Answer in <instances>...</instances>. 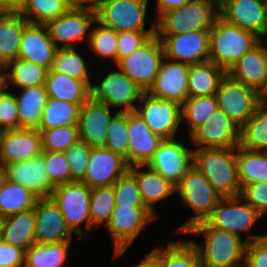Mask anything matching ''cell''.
Masks as SVG:
<instances>
[{"mask_svg": "<svg viewBox=\"0 0 267 267\" xmlns=\"http://www.w3.org/2000/svg\"><path fill=\"white\" fill-rule=\"evenodd\" d=\"M184 234H203L204 243H193L202 267H243L247 241L242 237L213 227L207 220L191 227Z\"/></svg>", "mask_w": 267, "mask_h": 267, "instance_id": "1", "label": "cell"}, {"mask_svg": "<svg viewBox=\"0 0 267 267\" xmlns=\"http://www.w3.org/2000/svg\"><path fill=\"white\" fill-rule=\"evenodd\" d=\"M193 165L221 197L240 195L236 148L193 149Z\"/></svg>", "mask_w": 267, "mask_h": 267, "instance_id": "2", "label": "cell"}, {"mask_svg": "<svg viewBox=\"0 0 267 267\" xmlns=\"http://www.w3.org/2000/svg\"><path fill=\"white\" fill-rule=\"evenodd\" d=\"M260 42L254 32L226 22L218 16L210 29L209 60L226 72Z\"/></svg>", "mask_w": 267, "mask_h": 267, "instance_id": "3", "label": "cell"}, {"mask_svg": "<svg viewBox=\"0 0 267 267\" xmlns=\"http://www.w3.org/2000/svg\"><path fill=\"white\" fill-rule=\"evenodd\" d=\"M175 188L183 205L195 213L176 228L175 232L180 235L194 225L206 221L211 216L221 196L195 165L187 170Z\"/></svg>", "mask_w": 267, "mask_h": 267, "instance_id": "4", "label": "cell"}, {"mask_svg": "<svg viewBox=\"0 0 267 267\" xmlns=\"http://www.w3.org/2000/svg\"><path fill=\"white\" fill-rule=\"evenodd\" d=\"M219 16L213 0H193L164 13L156 21V35H176L195 30H210Z\"/></svg>", "mask_w": 267, "mask_h": 267, "instance_id": "5", "label": "cell"}, {"mask_svg": "<svg viewBox=\"0 0 267 267\" xmlns=\"http://www.w3.org/2000/svg\"><path fill=\"white\" fill-rule=\"evenodd\" d=\"M90 197L91 188L81 181L57 185L51 195L61 210L68 228L79 238L90 239L86 232L91 229Z\"/></svg>", "mask_w": 267, "mask_h": 267, "instance_id": "6", "label": "cell"}, {"mask_svg": "<svg viewBox=\"0 0 267 267\" xmlns=\"http://www.w3.org/2000/svg\"><path fill=\"white\" fill-rule=\"evenodd\" d=\"M150 0H100L96 19L117 32L156 31V21L152 20L146 29V15Z\"/></svg>", "mask_w": 267, "mask_h": 267, "instance_id": "7", "label": "cell"}, {"mask_svg": "<svg viewBox=\"0 0 267 267\" xmlns=\"http://www.w3.org/2000/svg\"><path fill=\"white\" fill-rule=\"evenodd\" d=\"M262 216L240 195L221 197L207 221L218 229L241 236L246 233L245 241L251 242L265 234H251L252 227ZM240 231V232H239Z\"/></svg>", "mask_w": 267, "mask_h": 267, "instance_id": "8", "label": "cell"}, {"mask_svg": "<svg viewBox=\"0 0 267 267\" xmlns=\"http://www.w3.org/2000/svg\"><path fill=\"white\" fill-rule=\"evenodd\" d=\"M157 217L146 206H115L106 230L111 233L114 258L123 255L142 230Z\"/></svg>", "mask_w": 267, "mask_h": 267, "instance_id": "9", "label": "cell"}, {"mask_svg": "<svg viewBox=\"0 0 267 267\" xmlns=\"http://www.w3.org/2000/svg\"><path fill=\"white\" fill-rule=\"evenodd\" d=\"M164 57L162 41L155 34L116 66L147 92L155 81Z\"/></svg>", "mask_w": 267, "mask_h": 267, "instance_id": "10", "label": "cell"}, {"mask_svg": "<svg viewBox=\"0 0 267 267\" xmlns=\"http://www.w3.org/2000/svg\"><path fill=\"white\" fill-rule=\"evenodd\" d=\"M114 67L117 70L105 75L101 81H98L99 83L92 84L91 96L110 108L118 107V112H133L145 91L126 76L118 66Z\"/></svg>", "mask_w": 267, "mask_h": 267, "instance_id": "11", "label": "cell"}, {"mask_svg": "<svg viewBox=\"0 0 267 267\" xmlns=\"http://www.w3.org/2000/svg\"><path fill=\"white\" fill-rule=\"evenodd\" d=\"M215 96L218 108L240 128L252 117L261 103L257 90L235 81L228 74L221 80Z\"/></svg>", "mask_w": 267, "mask_h": 267, "instance_id": "12", "label": "cell"}, {"mask_svg": "<svg viewBox=\"0 0 267 267\" xmlns=\"http://www.w3.org/2000/svg\"><path fill=\"white\" fill-rule=\"evenodd\" d=\"M135 112L144 120L152 133L163 139L177 137V130L182 124L180 104L144 92Z\"/></svg>", "mask_w": 267, "mask_h": 267, "instance_id": "13", "label": "cell"}, {"mask_svg": "<svg viewBox=\"0 0 267 267\" xmlns=\"http://www.w3.org/2000/svg\"><path fill=\"white\" fill-rule=\"evenodd\" d=\"M240 127L220 108L190 135L192 149L236 148L240 145Z\"/></svg>", "mask_w": 267, "mask_h": 267, "instance_id": "14", "label": "cell"}, {"mask_svg": "<svg viewBox=\"0 0 267 267\" xmlns=\"http://www.w3.org/2000/svg\"><path fill=\"white\" fill-rule=\"evenodd\" d=\"M177 138L164 139L147 166L175 187L193 165V149Z\"/></svg>", "mask_w": 267, "mask_h": 267, "instance_id": "15", "label": "cell"}, {"mask_svg": "<svg viewBox=\"0 0 267 267\" xmlns=\"http://www.w3.org/2000/svg\"><path fill=\"white\" fill-rule=\"evenodd\" d=\"M167 59L189 65L209 61L210 30H195L176 35H157Z\"/></svg>", "mask_w": 267, "mask_h": 267, "instance_id": "16", "label": "cell"}, {"mask_svg": "<svg viewBox=\"0 0 267 267\" xmlns=\"http://www.w3.org/2000/svg\"><path fill=\"white\" fill-rule=\"evenodd\" d=\"M96 20V11L69 9L65 14L50 21L46 26L56 48H74L75 43H88L90 30Z\"/></svg>", "mask_w": 267, "mask_h": 267, "instance_id": "17", "label": "cell"}, {"mask_svg": "<svg viewBox=\"0 0 267 267\" xmlns=\"http://www.w3.org/2000/svg\"><path fill=\"white\" fill-rule=\"evenodd\" d=\"M129 171L125 158L104 147L91 148L86 173L81 180L88 187L113 185Z\"/></svg>", "mask_w": 267, "mask_h": 267, "instance_id": "18", "label": "cell"}, {"mask_svg": "<svg viewBox=\"0 0 267 267\" xmlns=\"http://www.w3.org/2000/svg\"><path fill=\"white\" fill-rule=\"evenodd\" d=\"M189 68L190 65L187 63L164 57L155 81L147 93L182 105L189 97L187 84Z\"/></svg>", "mask_w": 267, "mask_h": 267, "instance_id": "19", "label": "cell"}, {"mask_svg": "<svg viewBox=\"0 0 267 267\" xmlns=\"http://www.w3.org/2000/svg\"><path fill=\"white\" fill-rule=\"evenodd\" d=\"M41 153L42 135L38 129L0 131V165L26 161Z\"/></svg>", "mask_w": 267, "mask_h": 267, "instance_id": "20", "label": "cell"}, {"mask_svg": "<svg viewBox=\"0 0 267 267\" xmlns=\"http://www.w3.org/2000/svg\"><path fill=\"white\" fill-rule=\"evenodd\" d=\"M35 214L36 243L51 244L72 240L74 234L68 228L61 210L51 197L37 199Z\"/></svg>", "mask_w": 267, "mask_h": 267, "instance_id": "21", "label": "cell"}, {"mask_svg": "<svg viewBox=\"0 0 267 267\" xmlns=\"http://www.w3.org/2000/svg\"><path fill=\"white\" fill-rule=\"evenodd\" d=\"M219 16L226 22L254 32L260 38L267 29V12L263 0H224Z\"/></svg>", "mask_w": 267, "mask_h": 267, "instance_id": "22", "label": "cell"}, {"mask_svg": "<svg viewBox=\"0 0 267 267\" xmlns=\"http://www.w3.org/2000/svg\"><path fill=\"white\" fill-rule=\"evenodd\" d=\"M112 109L91 96L81 107L78 123L79 140L92 148L104 147L108 125L118 112L114 110L112 113Z\"/></svg>", "mask_w": 267, "mask_h": 267, "instance_id": "23", "label": "cell"}, {"mask_svg": "<svg viewBox=\"0 0 267 267\" xmlns=\"http://www.w3.org/2000/svg\"><path fill=\"white\" fill-rule=\"evenodd\" d=\"M129 167L147 165L164 140L149 129L144 120L135 112H127Z\"/></svg>", "mask_w": 267, "mask_h": 267, "instance_id": "24", "label": "cell"}, {"mask_svg": "<svg viewBox=\"0 0 267 267\" xmlns=\"http://www.w3.org/2000/svg\"><path fill=\"white\" fill-rule=\"evenodd\" d=\"M4 167L8 180L26 187L38 198L51 197L55 186L47 176L42 153Z\"/></svg>", "mask_w": 267, "mask_h": 267, "instance_id": "25", "label": "cell"}, {"mask_svg": "<svg viewBox=\"0 0 267 267\" xmlns=\"http://www.w3.org/2000/svg\"><path fill=\"white\" fill-rule=\"evenodd\" d=\"M56 46L46 25L28 23L24 27L18 58L50 70Z\"/></svg>", "mask_w": 267, "mask_h": 267, "instance_id": "26", "label": "cell"}, {"mask_svg": "<svg viewBox=\"0 0 267 267\" xmlns=\"http://www.w3.org/2000/svg\"><path fill=\"white\" fill-rule=\"evenodd\" d=\"M227 74L237 82L260 92L267 81V51L261 41L246 52Z\"/></svg>", "mask_w": 267, "mask_h": 267, "instance_id": "27", "label": "cell"}, {"mask_svg": "<svg viewBox=\"0 0 267 267\" xmlns=\"http://www.w3.org/2000/svg\"><path fill=\"white\" fill-rule=\"evenodd\" d=\"M128 172L135 178L146 208L158 217L156 203L176 195L175 186L147 165L129 167Z\"/></svg>", "mask_w": 267, "mask_h": 267, "instance_id": "28", "label": "cell"}, {"mask_svg": "<svg viewBox=\"0 0 267 267\" xmlns=\"http://www.w3.org/2000/svg\"><path fill=\"white\" fill-rule=\"evenodd\" d=\"M35 207L3 217L0 239L26 251L35 244Z\"/></svg>", "mask_w": 267, "mask_h": 267, "instance_id": "29", "label": "cell"}, {"mask_svg": "<svg viewBox=\"0 0 267 267\" xmlns=\"http://www.w3.org/2000/svg\"><path fill=\"white\" fill-rule=\"evenodd\" d=\"M13 92L17 100L19 128L39 129L48 98L45 85L13 89Z\"/></svg>", "mask_w": 267, "mask_h": 267, "instance_id": "30", "label": "cell"}, {"mask_svg": "<svg viewBox=\"0 0 267 267\" xmlns=\"http://www.w3.org/2000/svg\"><path fill=\"white\" fill-rule=\"evenodd\" d=\"M48 98L70 103H85L91 97V86L66 74L48 70L45 80Z\"/></svg>", "mask_w": 267, "mask_h": 267, "instance_id": "31", "label": "cell"}, {"mask_svg": "<svg viewBox=\"0 0 267 267\" xmlns=\"http://www.w3.org/2000/svg\"><path fill=\"white\" fill-rule=\"evenodd\" d=\"M226 74L224 69L210 60L190 65L187 80L189 97L215 95Z\"/></svg>", "mask_w": 267, "mask_h": 267, "instance_id": "32", "label": "cell"}, {"mask_svg": "<svg viewBox=\"0 0 267 267\" xmlns=\"http://www.w3.org/2000/svg\"><path fill=\"white\" fill-rule=\"evenodd\" d=\"M28 23L20 13H7L0 19V66L18 58L22 34Z\"/></svg>", "mask_w": 267, "mask_h": 267, "instance_id": "33", "label": "cell"}, {"mask_svg": "<svg viewBox=\"0 0 267 267\" xmlns=\"http://www.w3.org/2000/svg\"><path fill=\"white\" fill-rule=\"evenodd\" d=\"M238 178L241 189L254 182H267V151L236 147Z\"/></svg>", "mask_w": 267, "mask_h": 267, "instance_id": "34", "label": "cell"}, {"mask_svg": "<svg viewBox=\"0 0 267 267\" xmlns=\"http://www.w3.org/2000/svg\"><path fill=\"white\" fill-rule=\"evenodd\" d=\"M4 68L9 89L45 85L48 69L41 65L17 58L7 63Z\"/></svg>", "mask_w": 267, "mask_h": 267, "instance_id": "35", "label": "cell"}, {"mask_svg": "<svg viewBox=\"0 0 267 267\" xmlns=\"http://www.w3.org/2000/svg\"><path fill=\"white\" fill-rule=\"evenodd\" d=\"M84 103H70L59 99L47 98L42 111L40 128L52 129L68 125H78L81 107Z\"/></svg>", "mask_w": 267, "mask_h": 267, "instance_id": "36", "label": "cell"}, {"mask_svg": "<svg viewBox=\"0 0 267 267\" xmlns=\"http://www.w3.org/2000/svg\"><path fill=\"white\" fill-rule=\"evenodd\" d=\"M71 241L35 243L25 251L24 267H63Z\"/></svg>", "mask_w": 267, "mask_h": 267, "instance_id": "37", "label": "cell"}, {"mask_svg": "<svg viewBox=\"0 0 267 267\" xmlns=\"http://www.w3.org/2000/svg\"><path fill=\"white\" fill-rule=\"evenodd\" d=\"M159 258L160 267H202L197 248L191 241L170 240L166 247L152 250Z\"/></svg>", "mask_w": 267, "mask_h": 267, "instance_id": "38", "label": "cell"}, {"mask_svg": "<svg viewBox=\"0 0 267 267\" xmlns=\"http://www.w3.org/2000/svg\"><path fill=\"white\" fill-rule=\"evenodd\" d=\"M240 146L248 150L267 151V103L261 102L241 127Z\"/></svg>", "mask_w": 267, "mask_h": 267, "instance_id": "39", "label": "cell"}, {"mask_svg": "<svg viewBox=\"0 0 267 267\" xmlns=\"http://www.w3.org/2000/svg\"><path fill=\"white\" fill-rule=\"evenodd\" d=\"M37 199L29 189L7 179L0 190V216L3 218L32 209Z\"/></svg>", "mask_w": 267, "mask_h": 267, "instance_id": "40", "label": "cell"}, {"mask_svg": "<svg viewBox=\"0 0 267 267\" xmlns=\"http://www.w3.org/2000/svg\"><path fill=\"white\" fill-rule=\"evenodd\" d=\"M87 64L85 58L75 48H56L50 69L77 80H84L92 86L93 80L90 79L91 74Z\"/></svg>", "mask_w": 267, "mask_h": 267, "instance_id": "41", "label": "cell"}, {"mask_svg": "<svg viewBox=\"0 0 267 267\" xmlns=\"http://www.w3.org/2000/svg\"><path fill=\"white\" fill-rule=\"evenodd\" d=\"M218 108L215 95L188 97L181 105V116L186 122L190 135L197 127L204 124Z\"/></svg>", "mask_w": 267, "mask_h": 267, "instance_id": "42", "label": "cell"}, {"mask_svg": "<svg viewBox=\"0 0 267 267\" xmlns=\"http://www.w3.org/2000/svg\"><path fill=\"white\" fill-rule=\"evenodd\" d=\"M95 23V24H94ZM90 52L99 59L112 60L117 65V31L107 27L97 19L93 22L88 41Z\"/></svg>", "mask_w": 267, "mask_h": 267, "instance_id": "43", "label": "cell"}, {"mask_svg": "<svg viewBox=\"0 0 267 267\" xmlns=\"http://www.w3.org/2000/svg\"><path fill=\"white\" fill-rule=\"evenodd\" d=\"M68 10L65 0H24L20 14L29 23L47 25Z\"/></svg>", "mask_w": 267, "mask_h": 267, "instance_id": "44", "label": "cell"}, {"mask_svg": "<svg viewBox=\"0 0 267 267\" xmlns=\"http://www.w3.org/2000/svg\"><path fill=\"white\" fill-rule=\"evenodd\" d=\"M115 208V194L113 185L91 188L90 221L91 229L105 227L111 219Z\"/></svg>", "mask_w": 267, "mask_h": 267, "instance_id": "45", "label": "cell"}, {"mask_svg": "<svg viewBox=\"0 0 267 267\" xmlns=\"http://www.w3.org/2000/svg\"><path fill=\"white\" fill-rule=\"evenodd\" d=\"M104 148L122 155L127 162L128 128L127 112H117L107 128Z\"/></svg>", "mask_w": 267, "mask_h": 267, "instance_id": "46", "label": "cell"}, {"mask_svg": "<svg viewBox=\"0 0 267 267\" xmlns=\"http://www.w3.org/2000/svg\"><path fill=\"white\" fill-rule=\"evenodd\" d=\"M42 150L66 151L79 140L78 125H68L41 132Z\"/></svg>", "mask_w": 267, "mask_h": 267, "instance_id": "47", "label": "cell"}, {"mask_svg": "<svg viewBox=\"0 0 267 267\" xmlns=\"http://www.w3.org/2000/svg\"><path fill=\"white\" fill-rule=\"evenodd\" d=\"M49 181L54 185L73 182L64 152L42 150Z\"/></svg>", "mask_w": 267, "mask_h": 267, "instance_id": "48", "label": "cell"}, {"mask_svg": "<svg viewBox=\"0 0 267 267\" xmlns=\"http://www.w3.org/2000/svg\"><path fill=\"white\" fill-rule=\"evenodd\" d=\"M115 206H145L135 178L127 172L114 184Z\"/></svg>", "mask_w": 267, "mask_h": 267, "instance_id": "49", "label": "cell"}, {"mask_svg": "<svg viewBox=\"0 0 267 267\" xmlns=\"http://www.w3.org/2000/svg\"><path fill=\"white\" fill-rule=\"evenodd\" d=\"M91 148L86 142L78 140L64 151L67 164L74 181H81L86 173Z\"/></svg>", "mask_w": 267, "mask_h": 267, "instance_id": "50", "label": "cell"}, {"mask_svg": "<svg viewBox=\"0 0 267 267\" xmlns=\"http://www.w3.org/2000/svg\"><path fill=\"white\" fill-rule=\"evenodd\" d=\"M156 31L117 32V64L144 44Z\"/></svg>", "mask_w": 267, "mask_h": 267, "instance_id": "51", "label": "cell"}, {"mask_svg": "<svg viewBox=\"0 0 267 267\" xmlns=\"http://www.w3.org/2000/svg\"><path fill=\"white\" fill-rule=\"evenodd\" d=\"M19 128L17 100L13 91L0 95V131Z\"/></svg>", "mask_w": 267, "mask_h": 267, "instance_id": "52", "label": "cell"}, {"mask_svg": "<svg viewBox=\"0 0 267 267\" xmlns=\"http://www.w3.org/2000/svg\"><path fill=\"white\" fill-rule=\"evenodd\" d=\"M240 196L262 217L267 213V182H254L244 186Z\"/></svg>", "mask_w": 267, "mask_h": 267, "instance_id": "53", "label": "cell"}, {"mask_svg": "<svg viewBox=\"0 0 267 267\" xmlns=\"http://www.w3.org/2000/svg\"><path fill=\"white\" fill-rule=\"evenodd\" d=\"M243 267H267V233L247 243Z\"/></svg>", "mask_w": 267, "mask_h": 267, "instance_id": "54", "label": "cell"}, {"mask_svg": "<svg viewBox=\"0 0 267 267\" xmlns=\"http://www.w3.org/2000/svg\"><path fill=\"white\" fill-rule=\"evenodd\" d=\"M25 251L0 239V267H24Z\"/></svg>", "mask_w": 267, "mask_h": 267, "instance_id": "55", "label": "cell"}, {"mask_svg": "<svg viewBox=\"0 0 267 267\" xmlns=\"http://www.w3.org/2000/svg\"><path fill=\"white\" fill-rule=\"evenodd\" d=\"M156 1V13L154 20L157 21L164 13L177 9L186 3L193 0H155Z\"/></svg>", "mask_w": 267, "mask_h": 267, "instance_id": "56", "label": "cell"}, {"mask_svg": "<svg viewBox=\"0 0 267 267\" xmlns=\"http://www.w3.org/2000/svg\"><path fill=\"white\" fill-rule=\"evenodd\" d=\"M69 9H87L97 11L100 0H65Z\"/></svg>", "mask_w": 267, "mask_h": 267, "instance_id": "57", "label": "cell"}, {"mask_svg": "<svg viewBox=\"0 0 267 267\" xmlns=\"http://www.w3.org/2000/svg\"><path fill=\"white\" fill-rule=\"evenodd\" d=\"M0 4L9 13H20L24 5V0H0Z\"/></svg>", "mask_w": 267, "mask_h": 267, "instance_id": "58", "label": "cell"}, {"mask_svg": "<svg viewBox=\"0 0 267 267\" xmlns=\"http://www.w3.org/2000/svg\"><path fill=\"white\" fill-rule=\"evenodd\" d=\"M135 267H160L159 258L151 251Z\"/></svg>", "mask_w": 267, "mask_h": 267, "instance_id": "59", "label": "cell"}, {"mask_svg": "<svg viewBox=\"0 0 267 267\" xmlns=\"http://www.w3.org/2000/svg\"><path fill=\"white\" fill-rule=\"evenodd\" d=\"M8 89L6 71L4 66H0V95Z\"/></svg>", "mask_w": 267, "mask_h": 267, "instance_id": "60", "label": "cell"}, {"mask_svg": "<svg viewBox=\"0 0 267 267\" xmlns=\"http://www.w3.org/2000/svg\"><path fill=\"white\" fill-rule=\"evenodd\" d=\"M6 180H7V174L5 167L3 165H0V190L4 186Z\"/></svg>", "mask_w": 267, "mask_h": 267, "instance_id": "61", "label": "cell"}, {"mask_svg": "<svg viewBox=\"0 0 267 267\" xmlns=\"http://www.w3.org/2000/svg\"><path fill=\"white\" fill-rule=\"evenodd\" d=\"M259 93L261 102L267 103V81L264 88Z\"/></svg>", "mask_w": 267, "mask_h": 267, "instance_id": "62", "label": "cell"}, {"mask_svg": "<svg viewBox=\"0 0 267 267\" xmlns=\"http://www.w3.org/2000/svg\"><path fill=\"white\" fill-rule=\"evenodd\" d=\"M260 41L262 43H265L264 46H265L266 51H267V29H266V32L264 33V35L260 38Z\"/></svg>", "mask_w": 267, "mask_h": 267, "instance_id": "63", "label": "cell"}, {"mask_svg": "<svg viewBox=\"0 0 267 267\" xmlns=\"http://www.w3.org/2000/svg\"><path fill=\"white\" fill-rule=\"evenodd\" d=\"M7 13L9 12L0 4V19H2Z\"/></svg>", "mask_w": 267, "mask_h": 267, "instance_id": "64", "label": "cell"}, {"mask_svg": "<svg viewBox=\"0 0 267 267\" xmlns=\"http://www.w3.org/2000/svg\"><path fill=\"white\" fill-rule=\"evenodd\" d=\"M213 1H215V2L219 5V4L222 3L224 0H213Z\"/></svg>", "mask_w": 267, "mask_h": 267, "instance_id": "65", "label": "cell"}, {"mask_svg": "<svg viewBox=\"0 0 267 267\" xmlns=\"http://www.w3.org/2000/svg\"><path fill=\"white\" fill-rule=\"evenodd\" d=\"M263 2H264V6H265L266 12H267V0H263Z\"/></svg>", "mask_w": 267, "mask_h": 267, "instance_id": "66", "label": "cell"}, {"mask_svg": "<svg viewBox=\"0 0 267 267\" xmlns=\"http://www.w3.org/2000/svg\"><path fill=\"white\" fill-rule=\"evenodd\" d=\"M2 219H3V218L0 216V230H1Z\"/></svg>", "mask_w": 267, "mask_h": 267, "instance_id": "67", "label": "cell"}]
</instances>
